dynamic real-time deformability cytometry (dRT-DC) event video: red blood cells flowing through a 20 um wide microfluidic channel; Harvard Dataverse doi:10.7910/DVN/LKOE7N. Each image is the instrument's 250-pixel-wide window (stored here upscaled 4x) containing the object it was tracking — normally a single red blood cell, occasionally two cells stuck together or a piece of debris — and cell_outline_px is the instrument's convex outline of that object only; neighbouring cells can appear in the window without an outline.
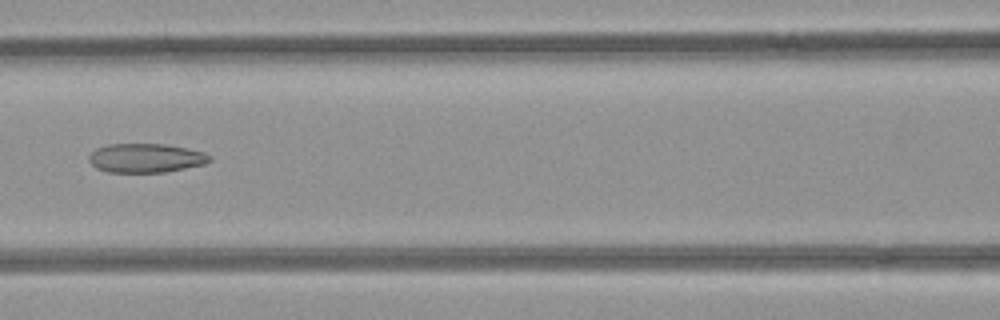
{"species": "common noctule bat (a hibernating species)", "species_latin": "Nyctalus noctula", "temperature_condition": "room temperature", "stored_images_in_passage": 5, "camera_frame_rate_fps": 3000, "um_per_image_px": 0.085, "animal": {"sex": "female", "body_mass_g": 21.9}, "frame": {"image": 1, "passage_image": 3, "time_ms": 0.667, "image_size_px": [1000, 320], "cell_outline_px": [[212, 160], [204, 164], [164, 172], [108, 172], [96, 168], [88, 160], [88, 156], [96, 148], [108, 144], [164, 144], [204, 152], [212, 156]], "centroid_in_image_um": [12.37, 13.43], "position_along_channel_um": 154.2, "area_um2": 20.35}}
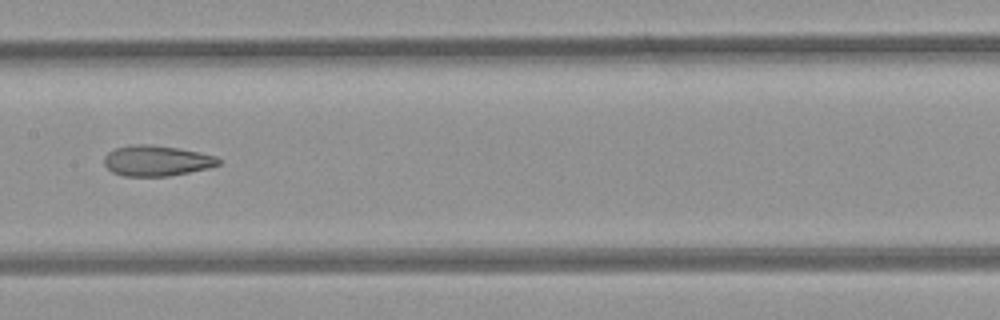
{"frame": {"image": 2, "passage_image": 4, "time_ms": 1.0, "image_size_px": [1000, 320], "cell_outline_px": [[224, 160], [220, 164], [208, 168], [168, 176], [124, 176], [112, 172], [104, 164], [104, 156], [108, 152], [116, 148], [136, 144], [148, 144], [176, 148], [200, 152], [216, 156]], "centroid_in_image_um": [13.33, 13.66], "position_along_channel_um": 194.1, "area_um2": 20.35}}
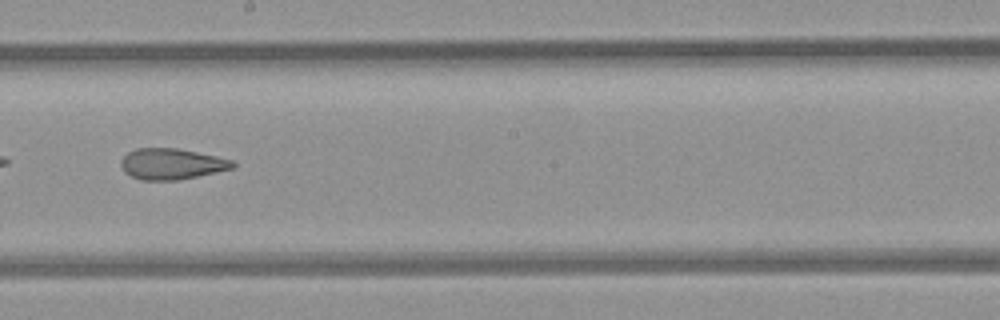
{"frame": {"image": 3, "passage_image": 5, "time_ms": 1.333, "image_size_px": [1000, 320], "cell_outline_px": [[236, 168], [180, 180], [140, 180], [124, 172], [120, 164], [120, 160], [128, 152], [136, 148], [176, 148], [216, 156], [232, 160], [236, 164]], "centroid_in_image_um": [14.59, 13.94], "position_along_channel_um": 233.6, "area_um2": 20.29}}